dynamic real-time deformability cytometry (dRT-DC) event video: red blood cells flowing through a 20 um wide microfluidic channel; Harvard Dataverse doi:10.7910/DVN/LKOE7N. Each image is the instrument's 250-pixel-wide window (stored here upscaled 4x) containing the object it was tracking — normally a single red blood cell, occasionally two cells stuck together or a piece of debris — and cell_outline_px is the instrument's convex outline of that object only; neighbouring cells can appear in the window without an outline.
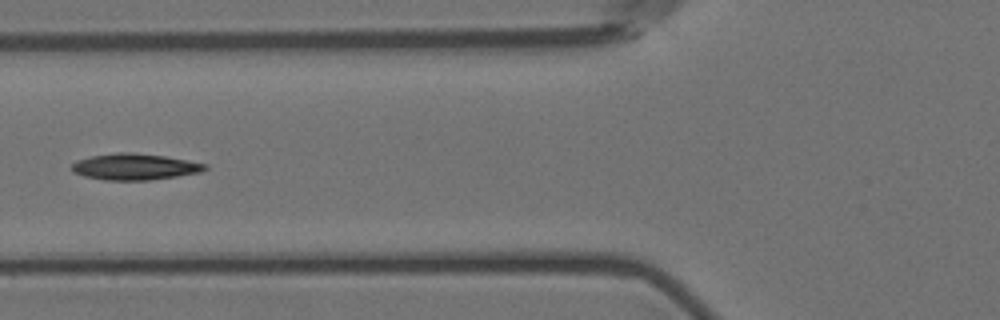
{"species": "Egyptian fruit bat (a non-hibernating species)", "species_latin": "Rousettus aegyptiacus", "temperature_condition": "room temperature", "stored_images_in_passage": 37, "camera_frame_rate_fps": 3000, "um_per_image_px": 0.085, "animal": {"sex": "female"}, "frame": {"image": 1, "passage_image": 2, "time_ms": 0.333, "image_size_px": [1000, 320], "cell_outline_px": [[208, 168], [200, 172], [176, 176], [148, 180], [104, 180], [84, 176], [72, 172], [72, 164], [76, 160], [92, 156], [116, 152], [132, 152], [164, 156], [188, 160], [208, 164]], "centroid_in_image_um": [11.44, 14.17], "position_along_channel_um": 114.4, "area_um2": 20.4}}
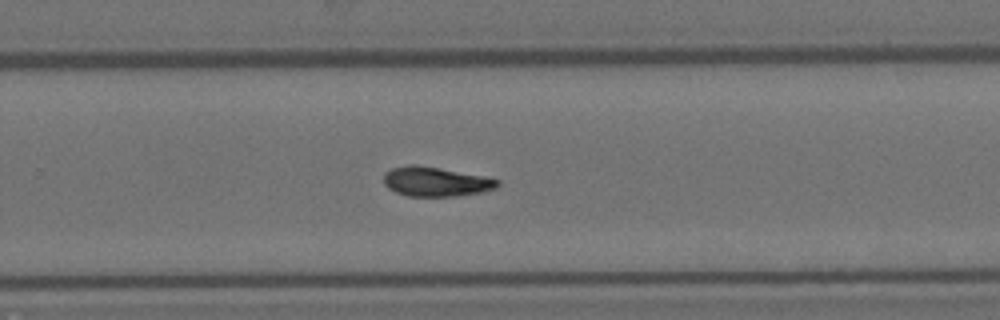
{"frame": {"image": 2, "passage_image": 17, "time_ms": 5.333, "image_size_px": [1000, 320], "cell_outline_px": [[500, 184], [496, 188], [480, 192], [456, 196], [408, 196], [396, 192], [388, 188], [384, 184], [384, 172], [392, 168], [408, 164], [412, 164], [484, 176], [500, 180]], "centroid_in_image_um": [37.01, 15.44], "position_along_channel_um": 292.8, "area_um2": 19.36}}
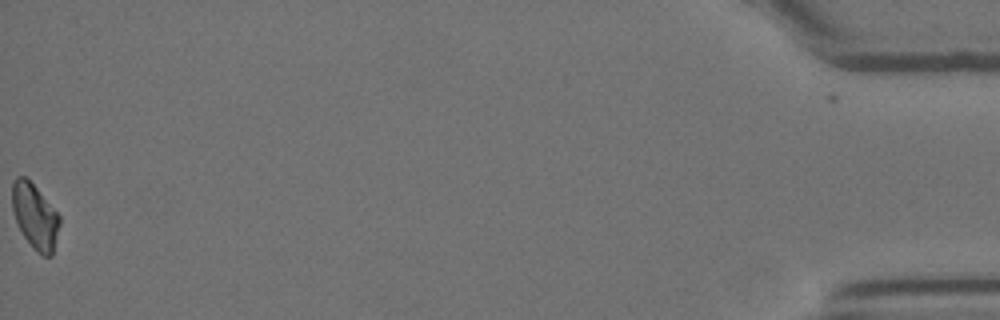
{"frame": {"image": 3, "passage_image": 37, "time_ms": 12.0, "image_size_px": [1000, 320], "cell_outline_px": [[60, 224], [52, 256], [44, 256], [36, 252], [32, 248], [24, 236], [16, 220], [12, 208], [12, 184], [16, 176], [28, 176], [60, 216]], "centroid_in_image_um": [2.97, 18.35], "position_along_channel_um": 432.2, "area_um2": 18.15}, "authors_computed_cell_mechanics": {"area_um2": 19.1896, "velocity_mm_per_s": 3.5676, "shape_relaxation_time_tau1_ms": 4.8444, "shape_relaxation_time_tau2_ms": 6.22, "deformation_change_tau1": 0.1108, "deformation_change_tau2": 0.0928}}